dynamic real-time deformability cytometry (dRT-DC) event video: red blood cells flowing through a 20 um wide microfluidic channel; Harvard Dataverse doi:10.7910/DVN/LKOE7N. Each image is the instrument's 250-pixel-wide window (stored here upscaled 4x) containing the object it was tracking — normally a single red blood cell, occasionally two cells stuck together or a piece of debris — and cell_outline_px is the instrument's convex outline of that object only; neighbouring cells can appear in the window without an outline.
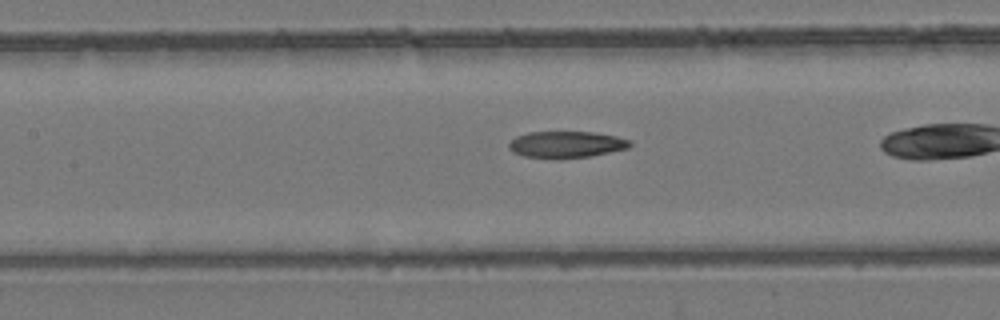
{"species": "common noctule bat (a hibernating species)", "species_latin": "Nyctalus noctula", "temperature_condition": "room temperature", "stored_images_in_passage": 23, "camera_frame_rate_fps": 3000, "um_per_image_px": 0.085, "animal": {"sex": "female", "body_mass_g": 24.6, "forearm_length_mm": 56.2}, "frame": {"image": 1, "passage_image": 6, "time_ms": 1.667, "image_size_px": [1000, 320], "cell_outline_px": [[632, 144], [628, 148], [592, 156], [524, 156], [512, 152], [508, 148], [508, 144], [516, 136], [528, 132], [596, 132], [616, 136], [632, 140]], "centroid_in_image_um": [48.17, 12.24], "position_along_channel_um": 159.2, "area_um2": 18.21}}
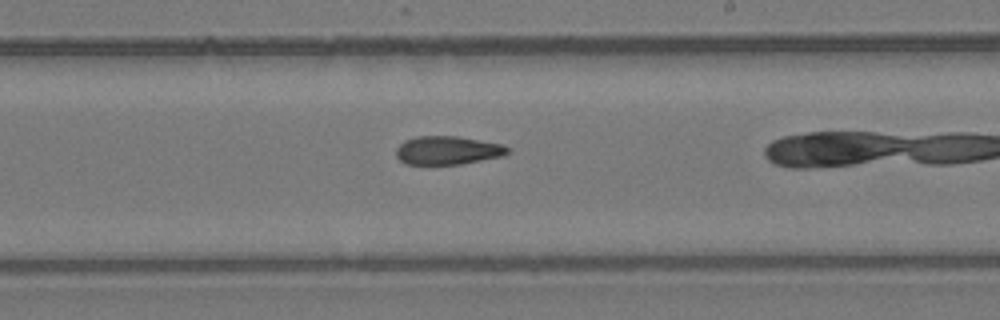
{"frame": {"image": 2, "passage_image": 13, "time_ms": 4.0, "image_size_px": [1000, 320], "cell_outline_px": [[508, 152], [504, 156], [460, 164], [404, 164], [396, 156], [396, 148], [404, 140], [416, 136], [456, 136], [504, 144], [508, 148]], "centroid_in_image_um": [38.03, 12.77], "position_along_channel_um": 251.0, "area_um2": 18.55}}
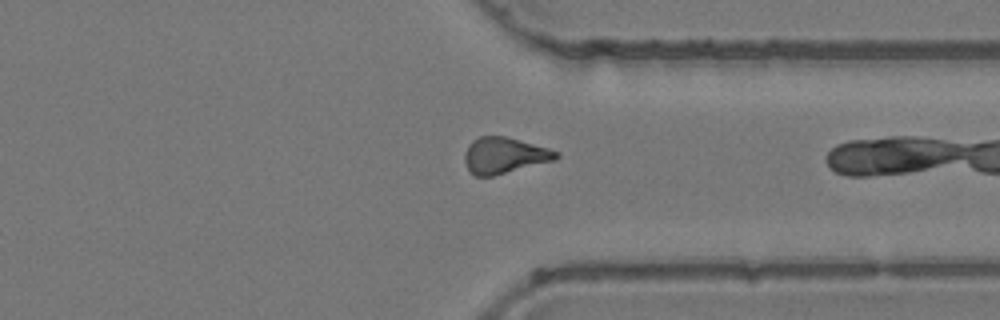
{"frame": {"image": 3, "passage_image": 22, "time_ms": 7.0, "image_size_px": [1000, 320], "cell_outline_px": [[560, 156], [556, 160], [492, 176], [476, 176], [468, 168], [464, 160], [464, 152], [468, 144], [472, 140], [480, 136], [504, 136], [548, 148], [560, 152]], "centroid_in_image_um": [42.87, 13.2], "position_along_channel_um": 368.5, "area_um2": 19.19}}